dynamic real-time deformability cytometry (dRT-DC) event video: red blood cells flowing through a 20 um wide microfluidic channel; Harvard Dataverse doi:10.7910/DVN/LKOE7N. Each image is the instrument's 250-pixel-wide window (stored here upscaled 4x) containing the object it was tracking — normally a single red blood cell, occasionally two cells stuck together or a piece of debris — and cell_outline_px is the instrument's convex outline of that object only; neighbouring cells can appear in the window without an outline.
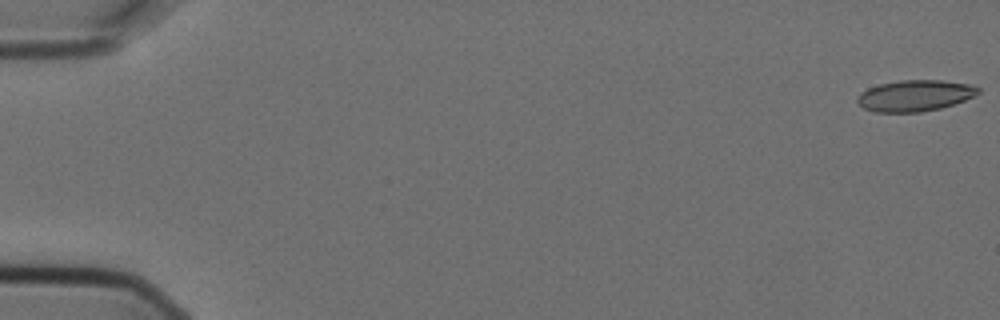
{"species": "Egyptian fruit bat (a non-hibernating species)", "species_latin": "Rousettus aegyptiacus", "temperature_condition": "cold", "stored_images_in_passage": 2, "camera_frame_rate_fps": 3000, "um_per_image_px": 0.085, "animal": {"sex": "female"}, "frame": {"image": 1, "passage_image": 1, "time_ms": 0.0, "image_size_px": [1000, 320], "cell_outline_px": [[980, 92], [964, 100], [940, 108], [920, 112], [876, 112], [864, 108], [856, 100], [856, 96], [860, 92], [868, 88], [880, 84], [900, 80], [940, 80], [968, 84], [980, 88]], "centroid_in_image_um": [77.73, 8.12], "position_along_channel_um": 7.3, "area_um2": 21.79}}